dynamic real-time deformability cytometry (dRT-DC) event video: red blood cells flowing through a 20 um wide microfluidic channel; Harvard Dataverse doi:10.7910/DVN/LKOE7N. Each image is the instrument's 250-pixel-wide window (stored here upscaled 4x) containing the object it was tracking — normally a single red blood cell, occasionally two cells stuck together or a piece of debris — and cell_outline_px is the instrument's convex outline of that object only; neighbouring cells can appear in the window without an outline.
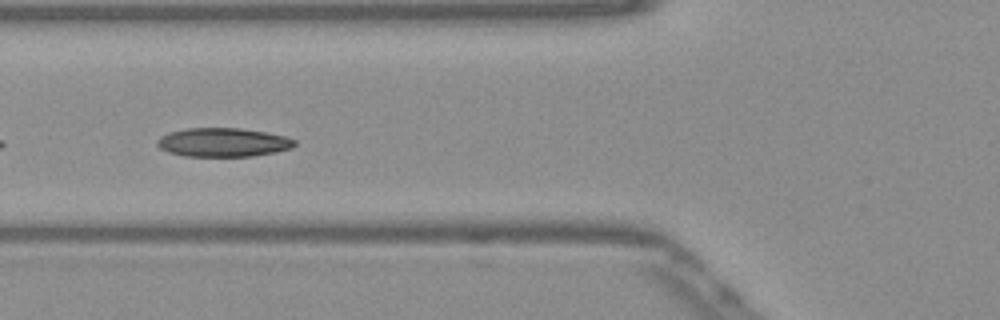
{"species": "Egyptian fruit bat (a non-hibernating species)", "species_latin": "Rousettus aegyptiacus", "temperature_condition": "warm", "stored_images_in_passage": 36, "camera_frame_rate_fps": 3000, "um_per_image_px": 0.085, "frame": {"image": 1, "passage_image": 6, "time_ms": 1.667, "image_size_px": [1000, 320], "cell_outline_px": [[296, 144], [292, 148], [276, 152], [252, 156], [184, 156], [168, 152], [160, 148], [156, 144], [156, 140], [160, 136], [168, 132], [188, 128], [240, 128], [268, 132], [284, 136], [296, 140]], "centroid_in_image_um": [18.95, 12.09], "position_along_channel_um": 106.8, "area_um2": 23.24}, "authors_computed_cell_mechanics": {"area_um2": 21.7328, "velocity_mm_per_s": 3.8742, "shape_relaxation_time_tau1_ms": 2.646, "shape_relaxation_time_tau2_ms": 5.1662, "deformation_change_tau1": 0.0905, "deformation_change_tau2": 0.1108}}